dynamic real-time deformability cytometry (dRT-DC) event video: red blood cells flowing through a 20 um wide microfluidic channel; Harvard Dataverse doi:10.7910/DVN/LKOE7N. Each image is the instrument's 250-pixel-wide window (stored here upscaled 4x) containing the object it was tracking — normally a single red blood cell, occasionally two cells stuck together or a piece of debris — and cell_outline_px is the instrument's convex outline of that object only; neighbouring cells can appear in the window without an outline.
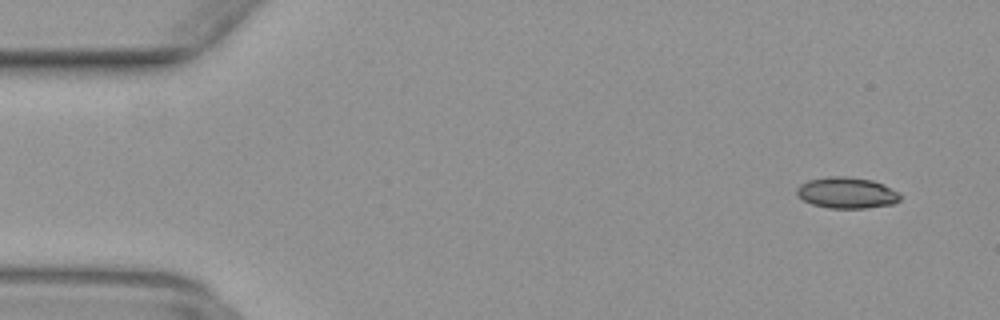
{"species": "common noctule bat (a hibernating species)", "species_latin": "Nyctalus noctula", "temperature_condition": "warm", "stored_images_in_passage": 50, "camera_frame_rate_fps": 3000, "um_per_image_px": 0.085, "animal": {"sex": "female", "body_mass_g": 29.2, "forearm_length_mm": 56.3}, "frame": {"image": 1, "passage_image": 4, "time_ms": 1.0, "image_size_px": [1000, 320], "cell_outline_px": [[900, 200], [892, 204], [864, 208], [828, 208], [812, 204], [796, 196], [796, 188], [800, 184], [808, 180], [832, 176], [844, 176], [872, 180], [900, 192]], "centroid_in_image_um": [71.95, 16.39], "position_along_channel_um": 13.1, "area_um2": 18.73}}
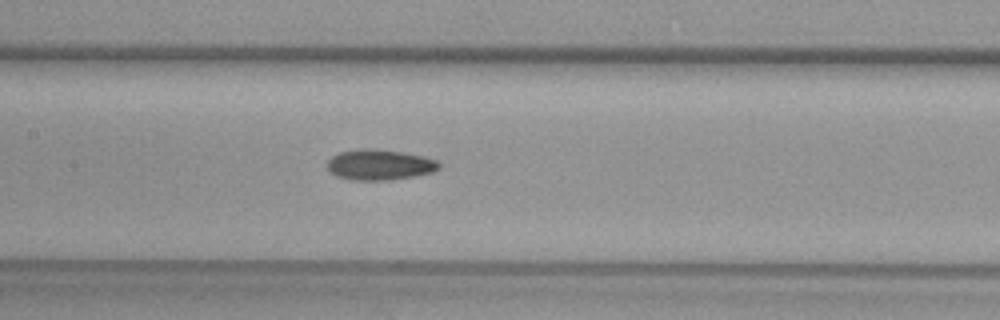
{"frame": {"image": 2, "passage_image": 24, "time_ms": 7.667, "image_size_px": [1000, 320], "cell_outline_px": [[440, 168], [432, 172], [416, 176], [392, 180], [348, 180], [336, 176], [328, 172], [328, 160], [332, 156], [340, 152], [360, 148], [372, 148], [404, 152], [424, 156], [436, 160], [440, 164]], "centroid_in_image_um": [32.26, 14.01], "position_along_channel_um": 175.1, "area_um2": 20.23}}
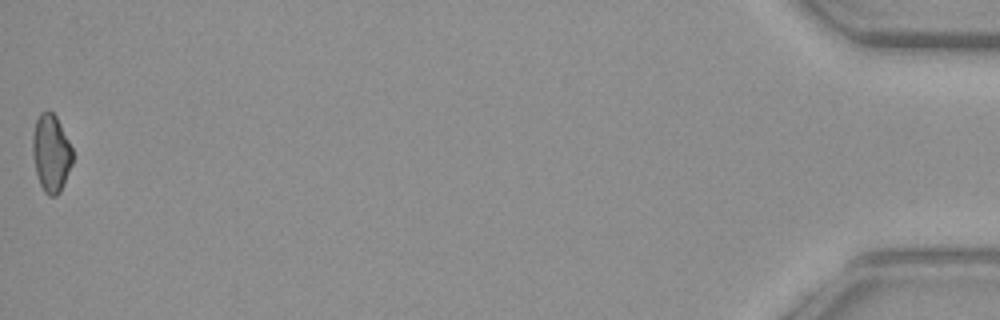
{"frame": {"image": 3, "passage_image": 50, "time_ms": 16.333, "image_size_px": [1000, 320], "cell_outline_px": [[72, 164], [60, 192], [56, 196], [48, 196], [44, 192], [40, 184], [36, 172], [32, 156], [32, 136], [36, 120], [40, 112], [48, 108], [56, 116], [72, 148]], "centroid_in_image_um": [4.32, 13.0], "position_along_channel_um": 430.9, "area_um2": 18.15}}